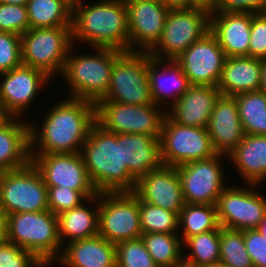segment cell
<instances>
[{"label":"cell","mask_w":266,"mask_h":267,"mask_svg":"<svg viewBox=\"0 0 266 267\" xmlns=\"http://www.w3.org/2000/svg\"><path fill=\"white\" fill-rule=\"evenodd\" d=\"M260 90L266 93V60H261Z\"/></svg>","instance_id":"bcb514c9"},{"label":"cell","mask_w":266,"mask_h":267,"mask_svg":"<svg viewBox=\"0 0 266 267\" xmlns=\"http://www.w3.org/2000/svg\"><path fill=\"white\" fill-rule=\"evenodd\" d=\"M0 77V110L4 117L16 118L23 116L25 108L51 80L43 71L23 64L0 73Z\"/></svg>","instance_id":"2e32d148"},{"label":"cell","mask_w":266,"mask_h":267,"mask_svg":"<svg viewBox=\"0 0 266 267\" xmlns=\"http://www.w3.org/2000/svg\"><path fill=\"white\" fill-rule=\"evenodd\" d=\"M89 202L91 205L92 204L96 205L94 209L92 206L91 207L85 206L83 202L80 206L57 215L58 235L62 246L64 242L70 243L75 240L91 238L98 235L99 233L98 194L89 198Z\"/></svg>","instance_id":"f1b7e54d"},{"label":"cell","mask_w":266,"mask_h":267,"mask_svg":"<svg viewBox=\"0 0 266 267\" xmlns=\"http://www.w3.org/2000/svg\"><path fill=\"white\" fill-rule=\"evenodd\" d=\"M57 262L63 267H116V245L99 234L64 243Z\"/></svg>","instance_id":"484cf974"},{"label":"cell","mask_w":266,"mask_h":267,"mask_svg":"<svg viewBox=\"0 0 266 267\" xmlns=\"http://www.w3.org/2000/svg\"><path fill=\"white\" fill-rule=\"evenodd\" d=\"M29 30L26 6L0 3V31L22 35Z\"/></svg>","instance_id":"f35d334b"},{"label":"cell","mask_w":266,"mask_h":267,"mask_svg":"<svg viewBox=\"0 0 266 267\" xmlns=\"http://www.w3.org/2000/svg\"><path fill=\"white\" fill-rule=\"evenodd\" d=\"M21 120L4 117L0 121V174L23 168L31 162L30 121Z\"/></svg>","instance_id":"d4e9b609"},{"label":"cell","mask_w":266,"mask_h":267,"mask_svg":"<svg viewBox=\"0 0 266 267\" xmlns=\"http://www.w3.org/2000/svg\"><path fill=\"white\" fill-rule=\"evenodd\" d=\"M46 186H62L80 191L87 199L98 194L81 153L30 154Z\"/></svg>","instance_id":"9a60e30c"},{"label":"cell","mask_w":266,"mask_h":267,"mask_svg":"<svg viewBox=\"0 0 266 267\" xmlns=\"http://www.w3.org/2000/svg\"><path fill=\"white\" fill-rule=\"evenodd\" d=\"M160 2L170 10L192 8L197 5L193 0H161Z\"/></svg>","instance_id":"f6af8a7d"},{"label":"cell","mask_w":266,"mask_h":267,"mask_svg":"<svg viewBox=\"0 0 266 267\" xmlns=\"http://www.w3.org/2000/svg\"><path fill=\"white\" fill-rule=\"evenodd\" d=\"M160 142L161 158L165 166L178 167L216 154L207 128L180 125L168 115L163 123Z\"/></svg>","instance_id":"7c38bea8"},{"label":"cell","mask_w":266,"mask_h":267,"mask_svg":"<svg viewBox=\"0 0 266 267\" xmlns=\"http://www.w3.org/2000/svg\"><path fill=\"white\" fill-rule=\"evenodd\" d=\"M248 56L266 60V12H252Z\"/></svg>","instance_id":"60d3db41"},{"label":"cell","mask_w":266,"mask_h":267,"mask_svg":"<svg viewBox=\"0 0 266 267\" xmlns=\"http://www.w3.org/2000/svg\"><path fill=\"white\" fill-rule=\"evenodd\" d=\"M81 155L88 176L98 193L133 192L136 179L122 165L121 143L117 134L95 123L82 146Z\"/></svg>","instance_id":"3957f363"},{"label":"cell","mask_w":266,"mask_h":267,"mask_svg":"<svg viewBox=\"0 0 266 267\" xmlns=\"http://www.w3.org/2000/svg\"><path fill=\"white\" fill-rule=\"evenodd\" d=\"M179 267H190V266H187L185 265L184 263L182 265H180Z\"/></svg>","instance_id":"9f6ffc18"},{"label":"cell","mask_w":266,"mask_h":267,"mask_svg":"<svg viewBox=\"0 0 266 267\" xmlns=\"http://www.w3.org/2000/svg\"><path fill=\"white\" fill-rule=\"evenodd\" d=\"M178 228L182 243L191 236L220 229L216 205L187 204L179 213Z\"/></svg>","instance_id":"d6a6232c"},{"label":"cell","mask_w":266,"mask_h":267,"mask_svg":"<svg viewBox=\"0 0 266 267\" xmlns=\"http://www.w3.org/2000/svg\"><path fill=\"white\" fill-rule=\"evenodd\" d=\"M165 61L150 57L147 60V72L153 104L159 107L165 106L166 109L168 106L172 107L191 84L176 60Z\"/></svg>","instance_id":"ffe728a7"},{"label":"cell","mask_w":266,"mask_h":267,"mask_svg":"<svg viewBox=\"0 0 266 267\" xmlns=\"http://www.w3.org/2000/svg\"><path fill=\"white\" fill-rule=\"evenodd\" d=\"M69 1H71V2L73 3V2H77V1H79V0H69Z\"/></svg>","instance_id":"6f0895ef"},{"label":"cell","mask_w":266,"mask_h":267,"mask_svg":"<svg viewBox=\"0 0 266 267\" xmlns=\"http://www.w3.org/2000/svg\"><path fill=\"white\" fill-rule=\"evenodd\" d=\"M209 31V7L196 5L186 9H171L160 39L148 53L154 58L176 60Z\"/></svg>","instance_id":"8992f818"},{"label":"cell","mask_w":266,"mask_h":267,"mask_svg":"<svg viewBox=\"0 0 266 267\" xmlns=\"http://www.w3.org/2000/svg\"><path fill=\"white\" fill-rule=\"evenodd\" d=\"M0 207L5 217L14 213L49 210L47 186L32 162L0 174Z\"/></svg>","instance_id":"9c48e42d"},{"label":"cell","mask_w":266,"mask_h":267,"mask_svg":"<svg viewBox=\"0 0 266 267\" xmlns=\"http://www.w3.org/2000/svg\"><path fill=\"white\" fill-rule=\"evenodd\" d=\"M133 193L140 201L175 212L184 208L181 180L176 167L165 166L143 175Z\"/></svg>","instance_id":"d6986e66"},{"label":"cell","mask_w":266,"mask_h":267,"mask_svg":"<svg viewBox=\"0 0 266 267\" xmlns=\"http://www.w3.org/2000/svg\"><path fill=\"white\" fill-rule=\"evenodd\" d=\"M197 5H202L206 7H210L213 0H193Z\"/></svg>","instance_id":"816d5d0a"},{"label":"cell","mask_w":266,"mask_h":267,"mask_svg":"<svg viewBox=\"0 0 266 267\" xmlns=\"http://www.w3.org/2000/svg\"><path fill=\"white\" fill-rule=\"evenodd\" d=\"M125 2L129 51L148 52L160 39L170 9L161 2L144 0H125Z\"/></svg>","instance_id":"ac0fdd59"},{"label":"cell","mask_w":266,"mask_h":267,"mask_svg":"<svg viewBox=\"0 0 266 267\" xmlns=\"http://www.w3.org/2000/svg\"><path fill=\"white\" fill-rule=\"evenodd\" d=\"M220 96L221 92L215 86L191 85L172 107L166 109L167 115L180 125L207 128Z\"/></svg>","instance_id":"603a6c76"},{"label":"cell","mask_w":266,"mask_h":267,"mask_svg":"<svg viewBox=\"0 0 266 267\" xmlns=\"http://www.w3.org/2000/svg\"><path fill=\"white\" fill-rule=\"evenodd\" d=\"M72 45L71 27L29 29L21 35L22 63L53 79L62 74Z\"/></svg>","instance_id":"ba28073f"},{"label":"cell","mask_w":266,"mask_h":267,"mask_svg":"<svg viewBox=\"0 0 266 267\" xmlns=\"http://www.w3.org/2000/svg\"><path fill=\"white\" fill-rule=\"evenodd\" d=\"M64 99L47 109L41 127L29 123L30 154L81 153L96 123V106L88 100Z\"/></svg>","instance_id":"6da1fadb"},{"label":"cell","mask_w":266,"mask_h":267,"mask_svg":"<svg viewBox=\"0 0 266 267\" xmlns=\"http://www.w3.org/2000/svg\"><path fill=\"white\" fill-rule=\"evenodd\" d=\"M150 57L148 52H124L114 62L107 94L100 101L153 104L147 72V60Z\"/></svg>","instance_id":"8fae6325"},{"label":"cell","mask_w":266,"mask_h":267,"mask_svg":"<svg viewBox=\"0 0 266 267\" xmlns=\"http://www.w3.org/2000/svg\"><path fill=\"white\" fill-rule=\"evenodd\" d=\"M261 60L249 56L226 57L217 88L234 97L260 90Z\"/></svg>","instance_id":"4316f807"},{"label":"cell","mask_w":266,"mask_h":267,"mask_svg":"<svg viewBox=\"0 0 266 267\" xmlns=\"http://www.w3.org/2000/svg\"><path fill=\"white\" fill-rule=\"evenodd\" d=\"M28 0H0V3L26 6Z\"/></svg>","instance_id":"681fc988"},{"label":"cell","mask_w":266,"mask_h":267,"mask_svg":"<svg viewBox=\"0 0 266 267\" xmlns=\"http://www.w3.org/2000/svg\"><path fill=\"white\" fill-rule=\"evenodd\" d=\"M144 1L160 2L161 0H144Z\"/></svg>","instance_id":"11a10c76"},{"label":"cell","mask_w":266,"mask_h":267,"mask_svg":"<svg viewBox=\"0 0 266 267\" xmlns=\"http://www.w3.org/2000/svg\"><path fill=\"white\" fill-rule=\"evenodd\" d=\"M57 259H42L38 258L31 267H50L54 265L53 263L56 262Z\"/></svg>","instance_id":"7dc6e473"},{"label":"cell","mask_w":266,"mask_h":267,"mask_svg":"<svg viewBox=\"0 0 266 267\" xmlns=\"http://www.w3.org/2000/svg\"><path fill=\"white\" fill-rule=\"evenodd\" d=\"M116 267H158L141 238L116 244Z\"/></svg>","instance_id":"8d00e7d4"},{"label":"cell","mask_w":266,"mask_h":267,"mask_svg":"<svg viewBox=\"0 0 266 267\" xmlns=\"http://www.w3.org/2000/svg\"><path fill=\"white\" fill-rule=\"evenodd\" d=\"M142 233H178L179 216L172 211L139 200Z\"/></svg>","instance_id":"d590c367"},{"label":"cell","mask_w":266,"mask_h":267,"mask_svg":"<svg viewBox=\"0 0 266 267\" xmlns=\"http://www.w3.org/2000/svg\"><path fill=\"white\" fill-rule=\"evenodd\" d=\"M99 200V235L113 244L142 235L139 198L133 192H102Z\"/></svg>","instance_id":"30bf717a"},{"label":"cell","mask_w":266,"mask_h":267,"mask_svg":"<svg viewBox=\"0 0 266 267\" xmlns=\"http://www.w3.org/2000/svg\"><path fill=\"white\" fill-rule=\"evenodd\" d=\"M244 243L254 267H266V236L258 229L244 230Z\"/></svg>","instance_id":"7bdbcfd3"},{"label":"cell","mask_w":266,"mask_h":267,"mask_svg":"<svg viewBox=\"0 0 266 267\" xmlns=\"http://www.w3.org/2000/svg\"><path fill=\"white\" fill-rule=\"evenodd\" d=\"M140 238L158 267L183 264V243L178 233H142Z\"/></svg>","instance_id":"4dcf8cb0"},{"label":"cell","mask_w":266,"mask_h":267,"mask_svg":"<svg viewBox=\"0 0 266 267\" xmlns=\"http://www.w3.org/2000/svg\"><path fill=\"white\" fill-rule=\"evenodd\" d=\"M5 239V216L0 207V241Z\"/></svg>","instance_id":"c3c4849f"},{"label":"cell","mask_w":266,"mask_h":267,"mask_svg":"<svg viewBox=\"0 0 266 267\" xmlns=\"http://www.w3.org/2000/svg\"><path fill=\"white\" fill-rule=\"evenodd\" d=\"M182 244L190 252L183 263L190 267H209L220 262V229L188 237Z\"/></svg>","instance_id":"836d02e7"},{"label":"cell","mask_w":266,"mask_h":267,"mask_svg":"<svg viewBox=\"0 0 266 267\" xmlns=\"http://www.w3.org/2000/svg\"><path fill=\"white\" fill-rule=\"evenodd\" d=\"M72 3V41L92 48H111L129 52V29L125 0H98ZM91 4V5H90ZM79 41V42H78Z\"/></svg>","instance_id":"7a4b0ae2"},{"label":"cell","mask_w":266,"mask_h":267,"mask_svg":"<svg viewBox=\"0 0 266 267\" xmlns=\"http://www.w3.org/2000/svg\"><path fill=\"white\" fill-rule=\"evenodd\" d=\"M227 155L191 161L176 167L181 180L184 202L187 204L215 205L218 196L227 187L222 160Z\"/></svg>","instance_id":"4fadbf2b"},{"label":"cell","mask_w":266,"mask_h":267,"mask_svg":"<svg viewBox=\"0 0 266 267\" xmlns=\"http://www.w3.org/2000/svg\"><path fill=\"white\" fill-rule=\"evenodd\" d=\"M48 209L56 216L80 206L83 202L89 203L80 191L62 186H47Z\"/></svg>","instance_id":"74e56055"},{"label":"cell","mask_w":266,"mask_h":267,"mask_svg":"<svg viewBox=\"0 0 266 267\" xmlns=\"http://www.w3.org/2000/svg\"><path fill=\"white\" fill-rule=\"evenodd\" d=\"M259 232L263 235L266 236V215L265 217L261 220L258 228Z\"/></svg>","instance_id":"f907efd6"},{"label":"cell","mask_w":266,"mask_h":267,"mask_svg":"<svg viewBox=\"0 0 266 267\" xmlns=\"http://www.w3.org/2000/svg\"><path fill=\"white\" fill-rule=\"evenodd\" d=\"M22 64L21 36L0 31V73Z\"/></svg>","instance_id":"ab89813d"},{"label":"cell","mask_w":266,"mask_h":267,"mask_svg":"<svg viewBox=\"0 0 266 267\" xmlns=\"http://www.w3.org/2000/svg\"><path fill=\"white\" fill-rule=\"evenodd\" d=\"M71 46L61 76L67 82L70 98L100 101L110 85L114 62L124 53L111 48H92L94 54H74Z\"/></svg>","instance_id":"277c9868"},{"label":"cell","mask_w":266,"mask_h":267,"mask_svg":"<svg viewBox=\"0 0 266 267\" xmlns=\"http://www.w3.org/2000/svg\"><path fill=\"white\" fill-rule=\"evenodd\" d=\"M209 267H230L228 265H225L221 262H218V263H214L213 265L209 266Z\"/></svg>","instance_id":"f5cc1de1"},{"label":"cell","mask_w":266,"mask_h":267,"mask_svg":"<svg viewBox=\"0 0 266 267\" xmlns=\"http://www.w3.org/2000/svg\"><path fill=\"white\" fill-rule=\"evenodd\" d=\"M29 29L71 27L72 2L69 0H28Z\"/></svg>","instance_id":"f546056e"},{"label":"cell","mask_w":266,"mask_h":267,"mask_svg":"<svg viewBox=\"0 0 266 267\" xmlns=\"http://www.w3.org/2000/svg\"><path fill=\"white\" fill-rule=\"evenodd\" d=\"M210 12H266V0H213Z\"/></svg>","instance_id":"ee69618b"},{"label":"cell","mask_w":266,"mask_h":267,"mask_svg":"<svg viewBox=\"0 0 266 267\" xmlns=\"http://www.w3.org/2000/svg\"><path fill=\"white\" fill-rule=\"evenodd\" d=\"M38 258L31 252L7 241H0V267H31Z\"/></svg>","instance_id":"b9f144b4"},{"label":"cell","mask_w":266,"mask_h":267,"mask_svg":"<svg viewBox=\"0 0 266 267\" xmlns=\"http://www.w3.org/2000/svg\"><path fill=\"white\" fill-rule=\"evenodd\" d=\"M247 185L250 189L227 185L218 196L215 205L221 227L239 231L257 229L265 217L266 197L253 189L258 188L257 184Z\"/></svg>","instance_id":"5bb4252c"},{"label":"cell","mask_w":266,"mask_h":267,"mask_svg":"<svg viewBox=\"0 0 266 267\" xmlns=\"http://www.w3.org/2000/svg\"><path fill=\"white\" fill-rule=\"evenodd\" d=\"M207 131L214 151L219 154H230L243 140L245 134L234 97H219L211 113Z\"/></svg>","instance_id":"44dd1931"},{"label":"cell","mask_w":266,"mask_h":267,"mask_svg":"<svg viewBox=\"0 0 266 267\" xmlns=\"http://www.w3.org/2000/svg\"><path fill=\"white\" fill-rule=\"evenodd\" d=\"M121 143L122 165L138 180L143 175L163 166L160 139L145 134H117Z\"/></svg>","instance_id":"cb8c5ba5"},{"label":"cell","mask_w":266,"mask_h":267,"mask_svg":"<svg viewBox=\"0 0 266 267\" xmlns=\"http://www.w3.org/2000/svg\"><path fill=\"white\" fill-rule=\"evenodd\" d=\"M220 262L230 267H254L244 243V231L220 228Z\"/></svg>","instance_id":"e575fe53"},{"label":"cell","mask_w":266,"mask_h":267,"mask_svg":"<svg viewBox=\"0 0 266 267\" xmlns=\"http://www.w3.org/2000/svg\"><path fill=\"white\" fill-rule=\"evenodd\" d=\"M226 55L209 31L189 46L176 61L191 85L215 86L219 82Z\"/></svg>","instance_id":"e0dca14e"},{"label":"cell","mask_w":266,"mask_h":267,"mask_svg":"<svg viewBox=\"0 0 266 267\" xmlns=\"http://www.w3.org/2000/svg\"><path fill=\"white\" fill-rule=\"evenodd\" d=\"M95 106L96 123L105 131L115 134H145L155 139L161 137L167 116L164 107L155 104L131 105L115 101H98Z\"/></svg>","instance_id":"52a82bcc"},{"label":"cell","mask_w":266,"mask_h":267,"mask_svg":"<svg viewBox=\"0 0 266 267\" xmlns=\"http://www.w3.org/2000/svg\"><path fill=\"white\" fill-rule=\"evenodd\" d=\"M5 239L33 253L37 258L58 259L62 253L58 219L50 210L7 215Z\"/></svg>","instance_id":"5b68a950"},{"label":"cell","mask_w":266,"mask_h":267,"mask_svg":"<svg viewBox=\"0 0 266 267\" xmlns=\"http://www.w3.org/2000/svg\"><path fill=\"white\" fill-rule=\"evenodd\" d=\"M252 12H210V32L226 57L248 56Z\"/></svg>","instance_id":"7402d4cb"},{"label":"cell","mask_w":266,"mask_h":267,"mask_svg":"<svg viewBox=\"0 0 266 267\" xmlns=\"http://www.w3.org/2000/svg\"><path fill=\"white\" fill-rule=\"evenodd\" d=\"M227 156L243 177V183L261 186L266 181V136L245 135Z\"/></svg>","instance_id":"83f0119b"},{"label":"cell","mask_w":266,"mask_h":267,"mask_svg":"<svg viewBox=\"0 0 266 267\" xmlns=\"http://www.w3.org/2000/svg\"><path fill=\"white\" fill-rule=\"evenodd\" d=\"M245 135L266 136V93L251 91L234 96Z\"/></svg>","instance_id":"1f68e13d"},{"label":"cell","mask_w":266,"mask_h":267,"mask_svg":"<svg viewBox=\"0 0 266 267\" xmlns=\"http://www.w3.org/2000/svg\"><path fill=\"white\" fill-rule=\"evenodd\" d=\"M4 118V115L2 114L1 110H0V121Z\"/></svg>","instance_id":"db71d44e"}]
</instances>
